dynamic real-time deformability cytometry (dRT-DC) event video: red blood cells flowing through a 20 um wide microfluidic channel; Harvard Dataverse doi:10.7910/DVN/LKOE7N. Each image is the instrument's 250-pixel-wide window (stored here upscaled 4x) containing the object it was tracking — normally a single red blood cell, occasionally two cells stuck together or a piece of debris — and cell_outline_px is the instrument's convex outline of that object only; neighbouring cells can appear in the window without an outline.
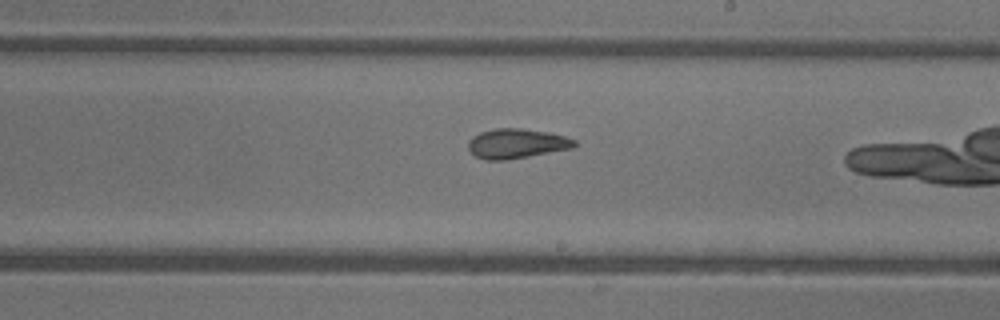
{"species": "common noctule bat (a hibernating species)", "species_latin": "Nyctalus noctula", "temperature_condition": "warm", "stored_images_in_passage": 34, "camera_frame_rate_fps": 3000, "um_per_image_px": 0.085, "animal": {"sex": "female"}, "frame": {"image": 1, "passage_image": 25, "time_ms": 8.0, "image_size_px": [1000, 320], "cell_outline_px": [[576, 144], [572, 148], [528, 156], [504, 160], [484, 160], [476, 156], [468, 148], [468, 140], [472, 136], [480, 132], [492, 128], [524, 128], [548, 132], [564, 136], [576, 140]], "centroid_in_image_um": [43.87, 12.19], "position_along_channel_um": 245.1, "area_um2": 18.38}}